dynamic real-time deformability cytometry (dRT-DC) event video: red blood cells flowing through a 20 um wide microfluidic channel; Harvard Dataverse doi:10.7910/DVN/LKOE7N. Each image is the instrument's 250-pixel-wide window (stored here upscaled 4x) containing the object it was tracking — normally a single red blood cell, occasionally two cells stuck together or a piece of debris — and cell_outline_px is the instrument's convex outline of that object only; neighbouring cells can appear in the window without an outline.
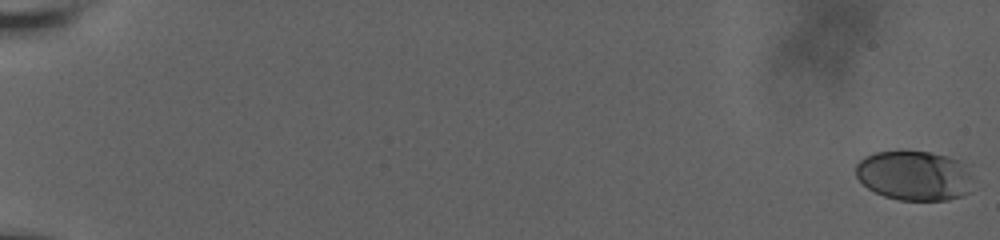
{"species": "human", "species_latin": "Homo sapiens", "temperature_condition": "room temperature", "stored_images_in_passage": 54, "camera_frame_rate_fps": 3000, "um_per_image_px": 0.085, "donor": {"sex": "male"}, "frame": {"image": 1, "passage_image": 1, "time_ms": 0.0, "image_size_px": [1000, 240], "cell_outline_px": [[968, 192], [964, 196], [948, 200], [900, 200], [884, 196], [868, 188], [856, 176], [856, 164], [864, 156], [876, 152], [928, 152], [948, 156], [960, 160], [964, 164], [968, 176]], "centroid_in_image_um": [77.67, 14.93], "position_along_channel_um": 7.3, "area_um2": 33.47}}
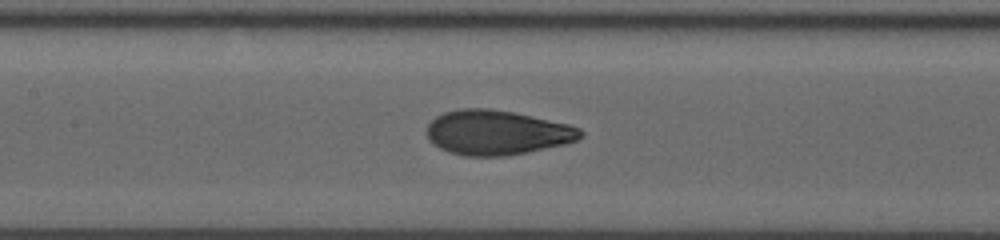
{"frame": {"image": 2, "passage_image": 33, "time_ms": 10.667, "image_size_px": [1000, 240], "cell_outline_px": [[584, 136], [576, 140], [564, 144], [528, 152], [504, 156], [464, 156], [448, 152], [432, 144], [428, 140], [424, 132], [428, 124], [436, 116], [444, 112], [460, 108], [488, 108], [512, 112], [568, 124], [580, 128], [584, 132]], "centroid_in_image_um": [42.19, 11.27], "position_along_channel_um": 165.2, "area_um2": 40.23}}
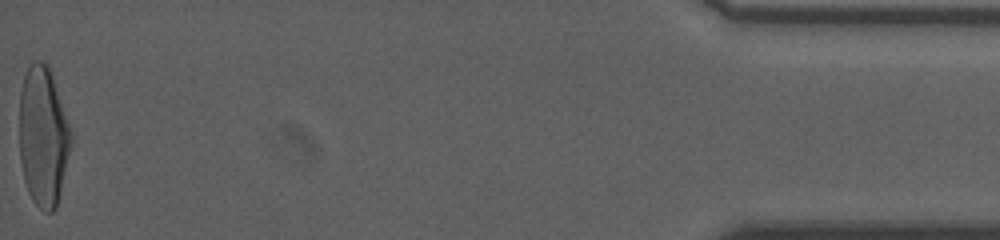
{"frame": {"image": 3, "passage_image": 54, "time_ms": 20.333, "image_size_px": [1000, 240], "cell_outline_px": [[72, 140], [56, 208], [52, 212], [44, 212], [32, 200], [28, 192], [24, 180], [20, 160], [20, 92], [24, 76], [32, 60], [44, 60], [48, 64], [72, 132]], "centroid_in_image_um": [3.66, 11.58], "position_along_channel_um": 431.5, "area_um2": 41.91}, "authors_computed_cell_mechanics": {"area_um2": 38.6682, "velocity_mm_per_s": 3.6475, "shape_relaxation_time_tau1_ms": 6.2809, "shape_relaxation_time_tau2_ms": null, "deformation_change_tau1": 0.2225, "deformation_change_tau2": null}}